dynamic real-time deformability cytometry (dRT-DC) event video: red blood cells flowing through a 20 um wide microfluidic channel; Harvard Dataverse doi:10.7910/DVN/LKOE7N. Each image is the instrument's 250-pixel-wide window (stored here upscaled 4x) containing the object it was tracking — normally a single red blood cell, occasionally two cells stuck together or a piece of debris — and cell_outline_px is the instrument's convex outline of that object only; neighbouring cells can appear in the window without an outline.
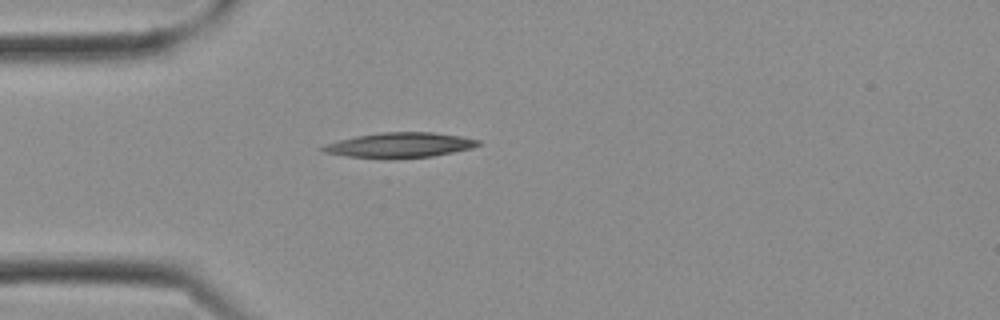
{"species": "Egyptian fruit bat (a non-hibernating species)", "species_latin": "Rousettus aegyptiacus", "temperature_condition": "cold", "stored_images_in_passage": 5, "camera_frame_rate_fps": 3000, "um_per_image_px": 0.085, "frame": {"image": 1, "passage_image": 1, "time_ms": 0.0, "image_size_px": [1000, 320], "cell_outline_px": [[480, 144], [472, 148], [432, 156], [348, 156], [324, 152], [316, 148], [340, 140], [356, 136], [380, 132], [432, 132], [460, 136], [480, 140]], "centroid_in_image_um": [34.01, 12.29], "position_along_channel_um": 51.0, "area_um2": 21.62}}
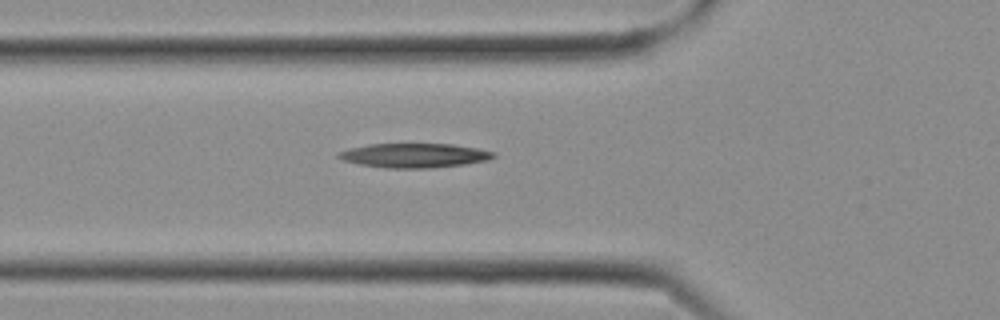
{"frame": {"image": 2, "passage_image": 3, "time_ms": 0.667, "image_size_px": [1000, 320], "cell_outline_px": [[496, 156], [488, 160], [464, 164], [428, 168], [384, 168], [360, 164], [344, 160], [336, 156], [340, 152], [348, 148], [368, 144], [452, 144], [476, 148], [496, 152]], "centroid_in_image_um": [35.22, 13.21], "position_along_channel_um": 90.6, "area_um2": 21.85}}
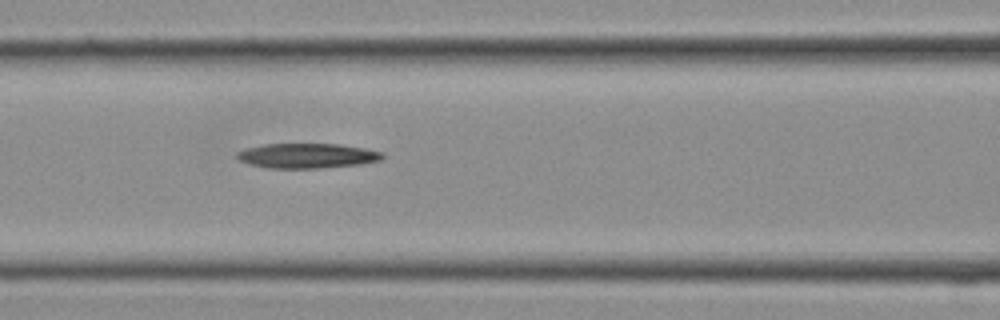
{"frame": {"image": 3, "passage_image": 5, "time_ms": 1.333, "image_size_px": [1000, 320], "cell_outline_px": [[384, 156], [380, 160], [360, 164], [316, 168], [268, 168], [248, 164], [240, 160], [236, 156], [236, 152], [248, 148], [264, 144], [340, 144], [364, 148], [384, 152]], "centroid_in_image_um": [26.11, 13.24], "position_along_channel_um": 140.5, "area_um2": 20.98}}